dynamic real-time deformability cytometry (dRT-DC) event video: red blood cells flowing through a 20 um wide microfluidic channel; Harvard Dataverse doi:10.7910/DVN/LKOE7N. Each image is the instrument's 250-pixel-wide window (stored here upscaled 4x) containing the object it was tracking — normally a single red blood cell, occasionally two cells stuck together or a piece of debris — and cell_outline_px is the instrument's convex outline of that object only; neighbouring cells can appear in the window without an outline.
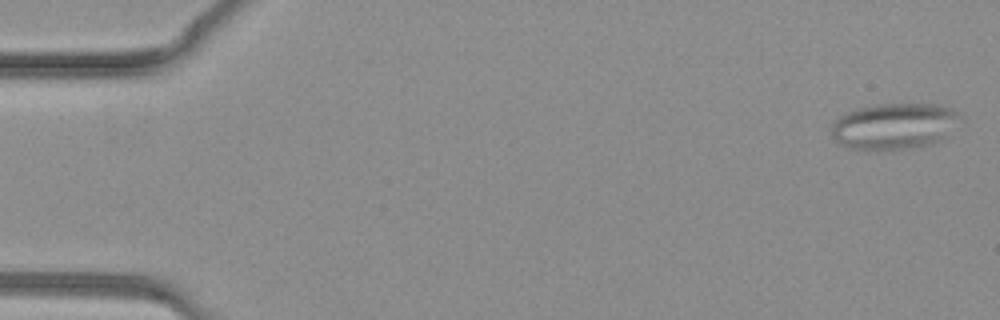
{"species": "common noctule bat (a hibernating species)", "species_latin": "Nyctalus noctula", "temperature_condition": "warm", "stored_images_in_passage": 38, "camera_frame_rate_fps": 3000, "um_per_image_px": 0.085, "animal": {"sex": "female", "body_mass_g": 19.3, "forearm_length_mm": 54.1}, "frame": {"image": 1, "passage_image": 1, "time_ms": 0.0, "image_size_px": [1000, 320], "cell_outline_px": [[956, 116], [940, 136], [936, 140], [924, 144], [876, 152], [848, 148], [840, 144], [832, 136], [832, 124], [840, 116], [856, 108], [876, 104], [932, 104], [948, 108], [956, 112]], "centroid_in_image_um": [75.77, 10.72], "position_along_channel_um": 9.2, "area_um2": 33.18}}
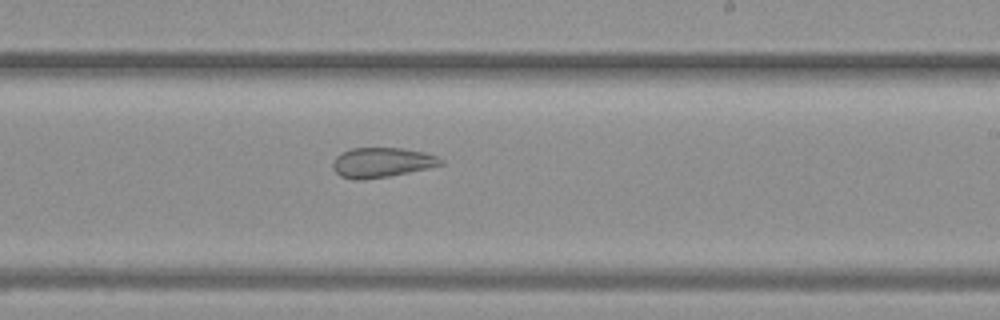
{"frame": {"image": 2, "passage_image": 23, "time_ms": 7.333, "image_size_px": [1000, 320], "cell_outline_px": [[444, 164], [428, 168], [388, 176], [364, 180], [352, 180], [340, 176], [332, 168], [332, 164], [336, 156], [340, 152], [352, 148], [404, 148], [424, 152], [436, 156], [444, 160]], "centroid_in_image_um": [32.43, 13.81], "position_along_channel_um": 256.6, "area_um2": 18.9}}
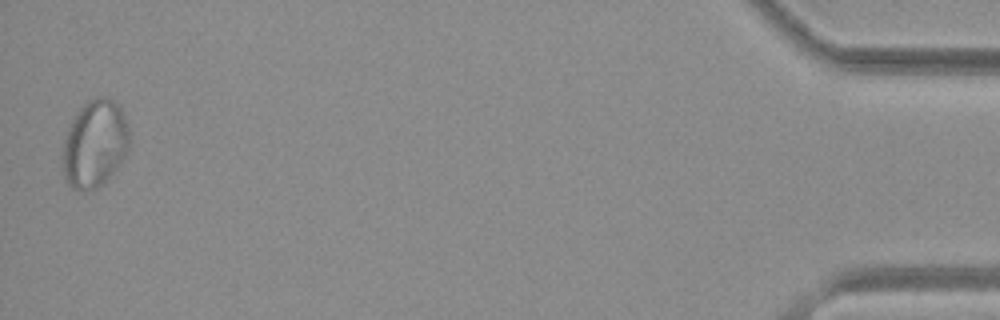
{"frame": {"image": 3, "passage_image": 38, "time_ms": 12.333, "image_size_px": [1000, 320], "cell_outline_px": [[132, 140], [124, 156], [116, 168], [96, 188], [76, 188], [68, 184], [64, 176], [60, 156], [64, 140], [68, 128], [76, 112], [88, 100], [100, 96], [104, 96], [112, 100], [120, 108], [124, 116]], "centroid_in_image_um": [8.03, 12.18], "position_along_channel_um": 427.2, "area_um2": 33.7}}